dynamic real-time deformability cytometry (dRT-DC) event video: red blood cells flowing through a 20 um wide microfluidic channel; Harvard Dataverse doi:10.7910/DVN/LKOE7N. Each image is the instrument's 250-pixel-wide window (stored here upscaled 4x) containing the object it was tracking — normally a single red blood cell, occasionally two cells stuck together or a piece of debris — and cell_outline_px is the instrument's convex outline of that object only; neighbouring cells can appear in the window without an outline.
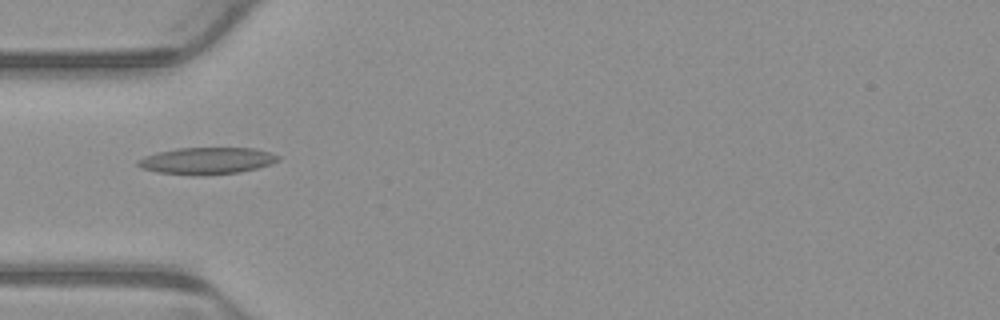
{"species": "common noctule bat (a hibernating species)", "species_latin": "Nyctalus noctula", "temperature_condition": "warm", "stored_images_in_passage": 6, "camera_frame_rate_fps": 3000, "um_per_image_px": 0.085, "animal": {"sex": "male", "body_mass_g": 23.1, "forearm_length_mm": 52.7}, "frame": {"image": 1, "passage_image": 4, "time_ms": 1.0, "image_size_px": [1000, 320], "cell_outline_px": [[280, 160], [272, 164], [240, 172], [156, 172], [140, 168], [136, 164], [136, 160], [144, 156], [156, 152], [176, 148], [252, 148], [268, 152], [280, 156]], "centroid_in_image_um": [17.57, 13.61], "position_along_channel_um": 67.4, "area_um2": 20.92}}
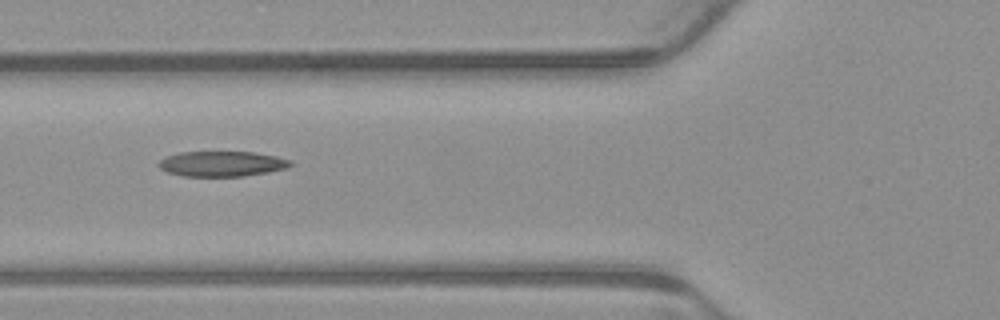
{"frame": {"image": 2, "passage_image": 5, "time_ms": 1.333, "image_size_px": [1000, 320], "cell_outline_px": [[292, 164], [288, 168], [268, 172], [244, 176], [184, 176], [168, 172], [160, 168], [156, 164], [160, 160], [168, 156], [180, 152], [252, 152], [276, 156], [292, 160]], "centroid_in_image_um": [18.88, 13.92], "position_along_channel_um": 106.9, "area_um2": 19.36}}
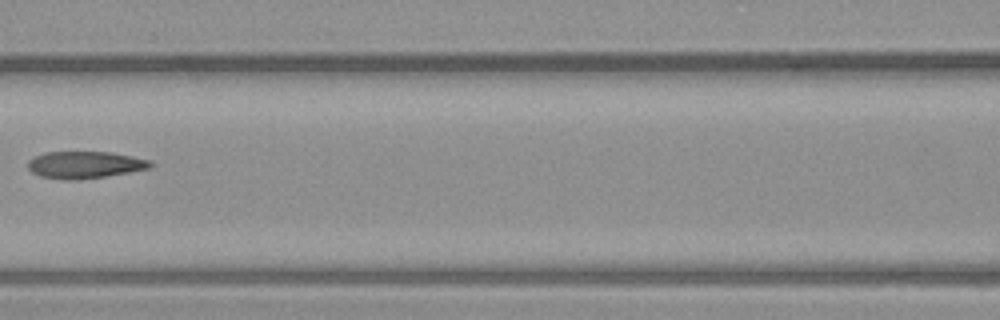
{"frame": {"image": 3, "passage_image": 6, "time_ms": 1.667, "image_size_px": [1000, 320], "cell_outline_px": [[152, 164], [148, 168], [128, 172], [104, 176], [72, 180], [64, 180], [40, 176], [32, 172], [28, 168], [28, 160], [44, 152], [112, 152], [152, 160]], "centroid_in_image_um": [7.19, 14.0], "position_along_channel_um": 159.4, "area_um2": 19.13}}